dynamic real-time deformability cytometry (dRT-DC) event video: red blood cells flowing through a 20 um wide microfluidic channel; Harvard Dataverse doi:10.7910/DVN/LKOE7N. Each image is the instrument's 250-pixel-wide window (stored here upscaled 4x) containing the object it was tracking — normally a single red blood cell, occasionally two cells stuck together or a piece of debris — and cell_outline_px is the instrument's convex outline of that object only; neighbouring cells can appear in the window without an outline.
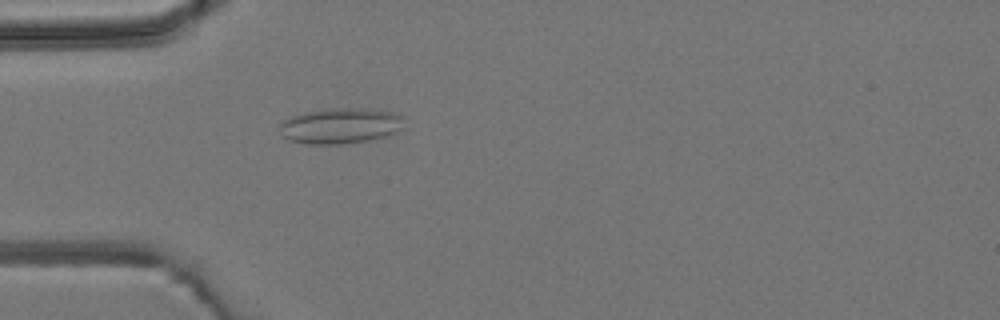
{"species": "common noctule bat (a hibernating species)", "species_latin": "Nyctalus noctula", "temperature_condition": "room temperature", "stored_images_in_passage": 4, "camera_frame_rate_fps": 3000, "um_per_image_px": 0.085, "animal": {"sex": "male", "body_mass_g": 19.2, "forearm_length_mm": 51.8}, "frame": {"image": 1, "passage_image": 4, "time_ms": 4.0, "image_size_px": [1000, 320], "cell_outline_px": [[404, 128], [396, 132], [384, 136], [368, 140], [340, 144], [308, 144], [288, 140], [284, 136], [280, 128], [280, 124], [284, 120], [292, 116], [304, 112], [328, 108], [356, 108], [392, 112], [404, 116]], "centroid_in_image_um": [28.95, 10.69], "position_along_channel_um": 56.0, "area_um2": 25.78}}